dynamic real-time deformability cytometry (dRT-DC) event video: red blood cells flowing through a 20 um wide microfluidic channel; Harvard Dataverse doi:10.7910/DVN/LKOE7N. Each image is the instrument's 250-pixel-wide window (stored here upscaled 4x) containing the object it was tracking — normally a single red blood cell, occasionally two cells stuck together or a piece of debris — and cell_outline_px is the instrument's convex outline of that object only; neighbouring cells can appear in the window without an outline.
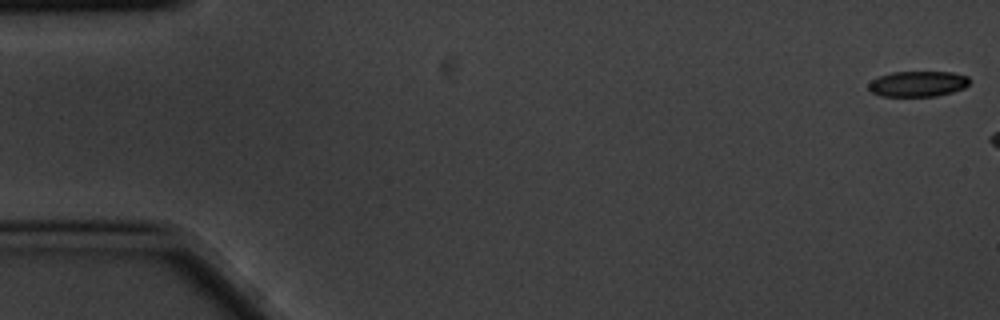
{"species": "common noctule bat (a hibernating species)", "species_latin": "Nyctalus noctula", "temperature_condition": "cold", "stored_images_in_passage": 3, "camera_frame_rate_fps": 3000, "um_per_image_px": 0.085, "animal": {"sex": "male", "body_mass_g": 20.1, "forearm_length_mm": 53.5}, "frame": {"image": 1, "passage_image": 1, "time_ms": 0.0, "image_size_px": [1000, 320], "cell_outline_px": [[968, 84], [964, 88], [952, 92], [936, 96], [880, 96], [872, 92], [868, 88], [868, 84], [872, 80], [880, 76], [892, 72], [952, 72], [968, 76]], "centroid_in_image_um": [78.01, 7.13], "position_along_channel_um": 7.0, "area_um2": 14.97}}